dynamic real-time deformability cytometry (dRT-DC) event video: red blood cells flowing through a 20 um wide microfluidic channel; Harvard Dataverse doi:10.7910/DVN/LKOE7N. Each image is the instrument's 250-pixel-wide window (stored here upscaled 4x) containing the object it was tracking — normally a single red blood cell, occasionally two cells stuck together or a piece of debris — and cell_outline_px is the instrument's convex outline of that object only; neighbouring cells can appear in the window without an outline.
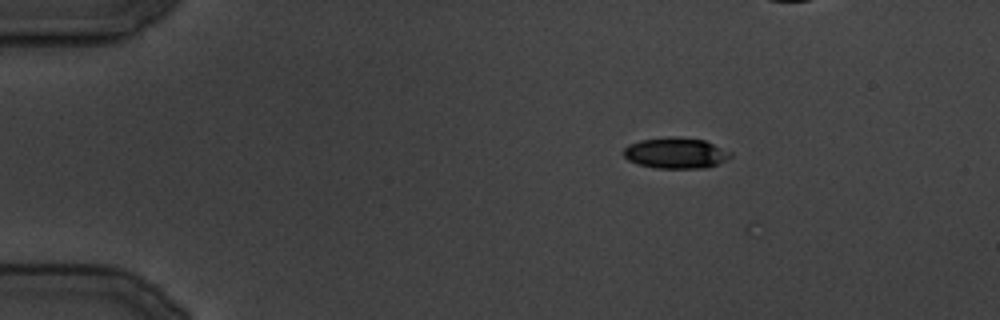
{"species": "common noctule bat (a hibernating species)", "species_latin": "Nyctalus noctula", "temperature_condition": "cold", "stored_images_in_passage": 4, "camera_frame_rate_fps": 3000, "um_per_image_px": 0.085, "animal": {"sex": "male", "body_mass_g": 19.5, "forearm_length_mm": 54.6}, "frame": {"image": 1, "passage_image": 2, "time_ms": 0.333, "image_size_px": [1000, 320], "cell_outline_px": [[732, 156], [708, 168], [656, 168], [640, 164], [628, 160], [624, 156], [624, 148], [628, 144], [640, 140], [668, 136], [680, 136], [704, 140], [728, 152]], "centroid_in_image_um": [57.38, 12.99], "position_along_channel_um": 27.6, "area_um2": 19.07}}